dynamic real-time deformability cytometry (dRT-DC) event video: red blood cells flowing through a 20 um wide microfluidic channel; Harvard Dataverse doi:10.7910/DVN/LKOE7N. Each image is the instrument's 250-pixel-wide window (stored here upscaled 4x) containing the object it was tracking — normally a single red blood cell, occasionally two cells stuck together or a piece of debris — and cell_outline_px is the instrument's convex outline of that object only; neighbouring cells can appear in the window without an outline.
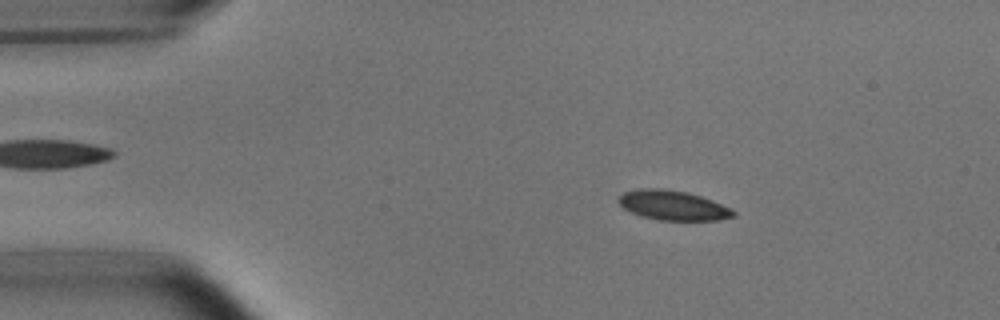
{"species": "common noctule bat (a hibernating species)", "species_latin": "Nyctalus noctula", "temperature_condition": "room temperature", "stored_images_in_passage": 53, "camera_frame_rate_fps": 3000, "um_per_image_px": 0.085, "animal": {"sex": "male", "body_mass_g": 15.6}, "frame": {"image": 1, "passage_image": 8, "time_ms": 2.333, "image_size_px": [1000, 320], "cell_outline_px": [[736, 216], [720, 220], [656, 220], [640, 216], [624, 208], [616, 200], [624, 192], [640, 188], [664, 188], [688, 192], [712, 200], [736, 212]], "centroid_in_image_um": [57.18, 17.45], "position_along_channel_um": 27.8, "area_um2": 19.88}}
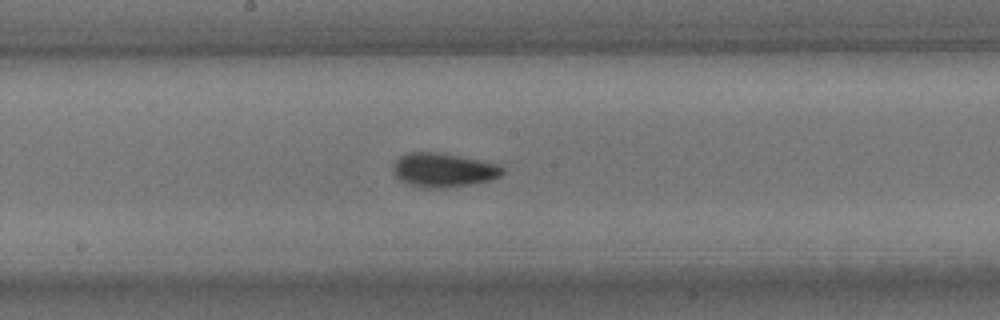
{"frame": {"image": 2, "passage_image": 27, "time_ms": 8.667, "image_size_px": [1000, 320], "cell_outline_px": [[504, 172], [500, 176], [492, 180], [472, 184], [444, 188], [428, 188], [408, 184], [400, 180], [392, 172], [392, 164], [400, 156], [408, 152], [440, 152], [500, 164], [504, 168]], "centroid_in_image_um": [37.69, 14.45], "position_along_channel_um": 210.5, "area_um2": 21.96}}
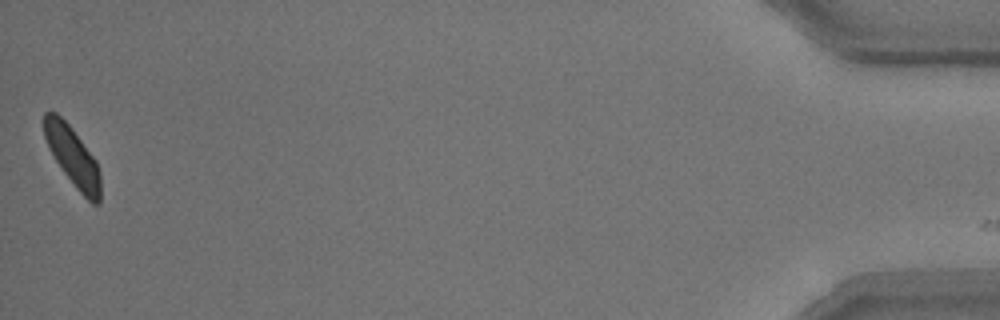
{"frame": {"image": 3, "passage_image": 52, "time_ms": 17.0, "image_size_px": [1000, 320], "cell_outline_px": [[100, 204], [92, 204], [76, 188], [64, 172], [56, 160], [44, 136], [44, 112], [56, 112], [72, 128], [96, 160], [100, 172]], "centroid_in_image_um": [6.21, 13.32], "position_along_channel_um": 429.0, "area_um2": 19.13}}